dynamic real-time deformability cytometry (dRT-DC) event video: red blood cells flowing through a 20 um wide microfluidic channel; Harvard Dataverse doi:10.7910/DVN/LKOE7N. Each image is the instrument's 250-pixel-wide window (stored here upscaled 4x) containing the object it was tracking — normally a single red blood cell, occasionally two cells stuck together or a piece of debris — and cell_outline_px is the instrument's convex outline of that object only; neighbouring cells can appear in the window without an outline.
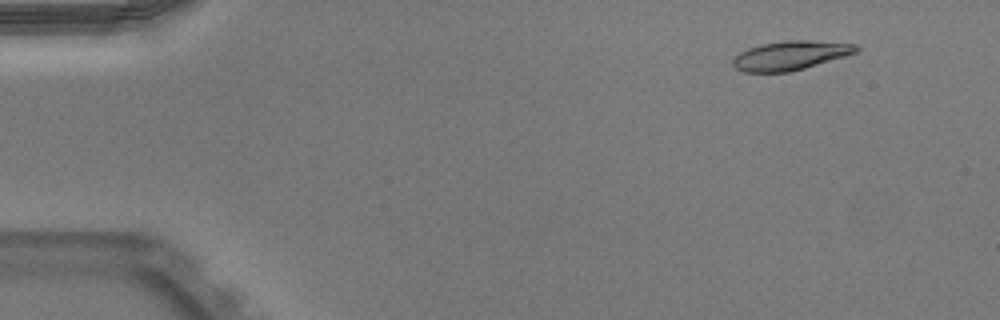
{"species": "Egyptian fruit bat (a non-hibernating species)", "species_latin": "Rousettus aegyptiacus", "temperature_condition": "warm", "stored_images_in_passage": 51, "camera_frame_rate_fps": 3000, "um_per_image_px": 0.085, "animal": {"sex": "male"}, "frame": {"image": 1, "passage_image": 5, "time_ms": 1.333, "image_size_px": [1000, 320], "cell_outline_px": [[860, 48], [856, 52], [844, 56], [804, 68], [788, 72], [744, 72], [736, 68], [732, 64], [732, 60], [740, 52], [748, 48], [760, 44], [788, 40], [808, 40], [856, 44]], "centroid_in_image_um": [67.16, 4.71], "position_along_channel_um": 17.8, "area_um2": 20.69}}
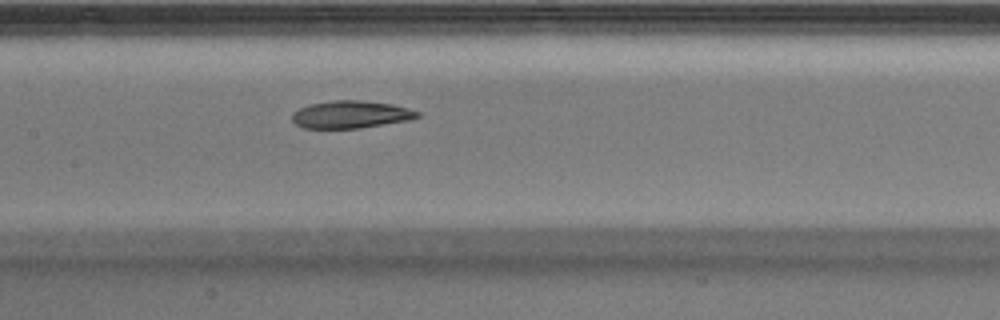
{"frame": {"image": 2, "passage_image": 25, "time_ms": 8.0, "image_size_px": [1000, 320], "cell_outline_px": [[420, 116], [408, 120], [360, 128], [304, 128], [296, 124], [292, 120], [292, 112], [308, 104], [332, 100], [360, 100], [392, 104], [408, 108], [420, 112]], "centroid_in_image_um": [29.79, 9.72], "position_along_channel_um": 177.6, "area_um2": 20.06}}
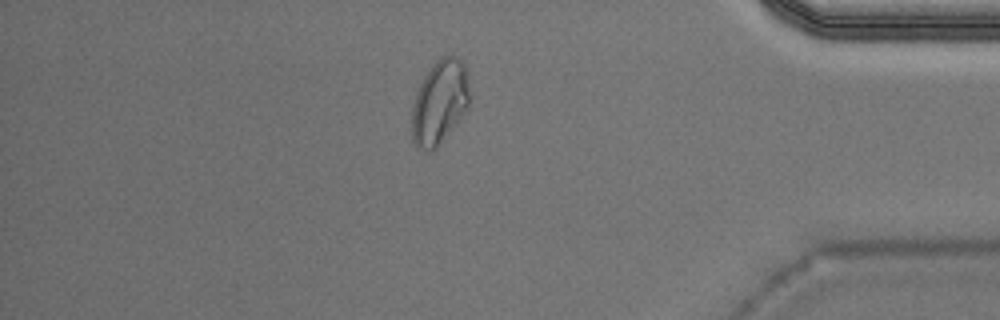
{"frame": {"image": 3, "passage_image": 44, "time_ms": 14.333, "image_size_px": [1000, 320], "cell_outline_px": [[468, 108], [440, 144], [436, 148], [428, 152], [420, 148], [412, 140], [412, 104], [416, 92], [424, 76], [432, 64], [440, 56], [456, 56], [464, 64], [468, 76]], "centroid_in_image_um": [37.35, 8.68], "position_along_channel_um": 397.8, "area_um2": 28.21}, "authors_computed_cell_mechanics": {"area_um2": 21.097, "velocity_mm_per_s": 3.9528, "shape_relaxation_time_tau1_ms": 6.4353, "shape_relaxation_time_tau2_ms": 3.1758, "deformation_change_tau1": 0.2089, "deformation_change_tau2": 0.0985}}